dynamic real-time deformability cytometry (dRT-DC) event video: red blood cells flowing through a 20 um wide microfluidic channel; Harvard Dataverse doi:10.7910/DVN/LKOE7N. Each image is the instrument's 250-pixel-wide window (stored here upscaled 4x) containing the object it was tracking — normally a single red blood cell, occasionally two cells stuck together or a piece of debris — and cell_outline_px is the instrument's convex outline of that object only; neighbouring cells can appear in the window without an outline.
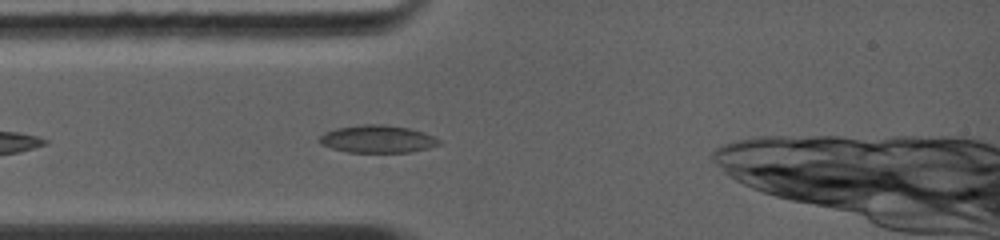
{"species": "common noctule bat (a hibernating species)", "species_latin": "Nyctalus noctula", "temperature_condition": "warm", "stored_images_in_passage": 16, "camera_frame_rate_fps": 5000, "um_per_image_px": 0.085, "animal": {"sex": "female", "body_mass_g": 19.0, "forearm_length_mm": 56.7}, "frame": {"image": 1, "passage_image": 7, "time_ms": 1.4, "image_size_px": [1000, 240], "cell_outline_px": [[440, 144], [428, 148], [412, 152], [348, 152], [332, 148], [320, 144], [320, 136], [324, 132], [336, 128], [364, 124], [380, 124], [408, 128], [432, 136], [440, 140]], "centroid_in_image_um": [32.06, 11.82], "position_along_channel_um": 52.9, "area_um2": 18.96}}